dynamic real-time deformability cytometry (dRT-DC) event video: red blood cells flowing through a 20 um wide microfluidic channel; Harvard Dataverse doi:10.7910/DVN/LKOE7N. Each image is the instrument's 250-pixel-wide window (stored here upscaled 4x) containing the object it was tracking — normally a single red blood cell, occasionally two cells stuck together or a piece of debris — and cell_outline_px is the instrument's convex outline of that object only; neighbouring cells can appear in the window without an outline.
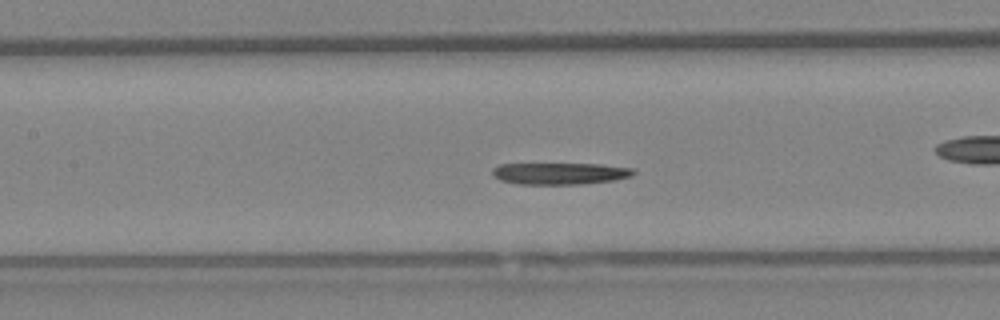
{"species": "Egyptian fruit bat (a non-hibernating species)", "species_latin": "Rousettus aegyptiacus", "temperature_condition": "warm", "stored_images_in_passage": 41, "camera_frame_rate_fps": 3000, "um_per_image_px": 0.085, "animal": {"sex": "female"}, "frame": {"image": 1, "passage_image": 18, "time_ms": 5.667, "image_size_px": [1000, 320], "cell_outline_px": [[636, 172], [632, 176], [612, 180], [584, 184], [516, 184], [500, 180], [492, 172], [492, 168], [500, 164], [600, 164], [636, 168]], "centroid_in_image_um": [47.63, 14.74], "position_along_channel_um": 159.8, "area_um2": 17.92}}